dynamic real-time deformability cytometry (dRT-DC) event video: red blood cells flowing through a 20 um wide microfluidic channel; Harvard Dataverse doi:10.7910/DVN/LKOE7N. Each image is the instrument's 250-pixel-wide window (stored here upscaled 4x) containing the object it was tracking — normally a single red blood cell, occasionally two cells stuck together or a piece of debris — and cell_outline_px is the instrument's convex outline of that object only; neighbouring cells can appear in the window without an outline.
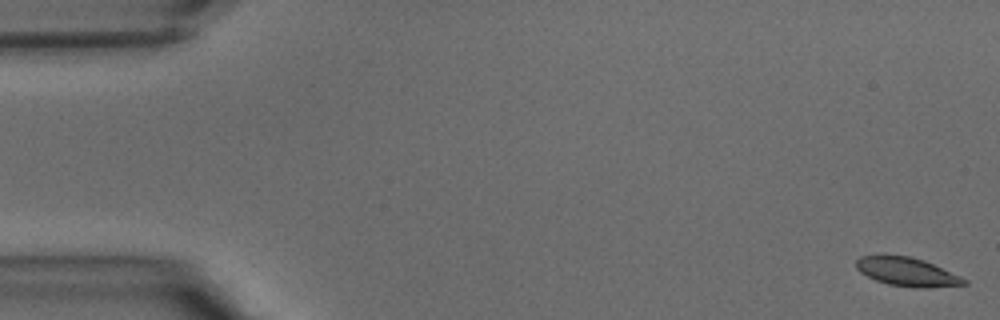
{"species": "common noctule bat (a hibernating species)", "species_latin": "Nyctalus noctula", "temperature_condition": "warm", "stored_images_in_passage": 41, "camera_frame_rate_fps": 3000, "um_per_image_px": 0.085, "animal": {"sex": "male", "body_mass_g": 15.6}, "frame": {"image": 1, "passage_image": 1, "time_ms": 0.0, "image_size_px": [1000, 320], "cell_outline_px": [[968, 284], [924, 288], [912, 288], [888, 284], [876, 280], [860, 272], [856, 268], [856, 260], [860, 256], [884, 252], [908, 256], [924, 260], [960, 276], [968, 280]], "centroid_in_image_um": [77.04, 23.07], "position_along_channel_um": 8.0, "area_um2": 18.5}}
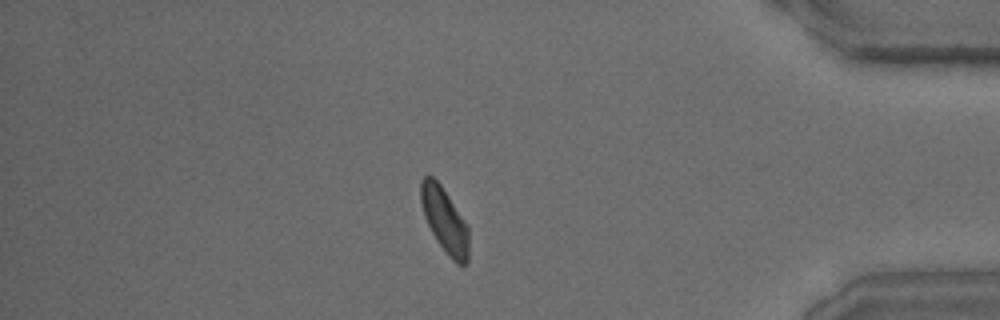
{"frame": {"image": 2, "passage_image": 35, "time_ms": 11.333, "image_size_px": [1000, 320], "cell_outline_px": [[468, 260], [464, 264], [456, 264], [448, 256], [436, 240], [424, 216], [420, 200], [420, 180], [424, 176], [432, 176], [440, 184], [468, 224]], "centroid_in_image_um": [37.79, 18.71], "position_along_channel_um": 397.4, "area_um2": 18.15}}
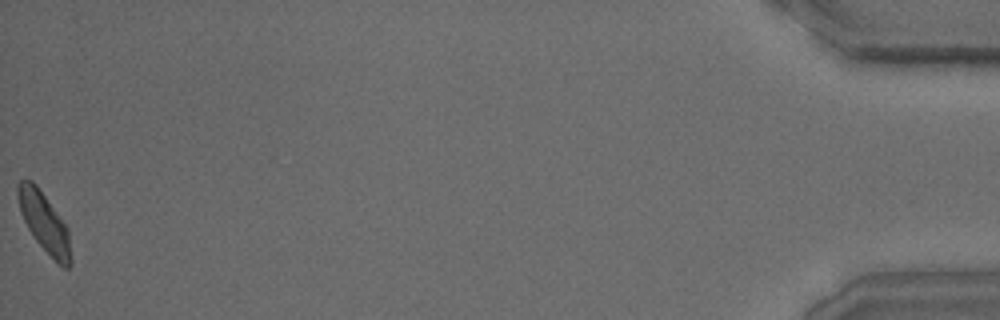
{"frame": {"image": 3, "passage_image": 41, "time_ms": 13.333, "image_size_px": [1000, 320], "cell_outline_px": [[72, 264], [68, 268], [64, 268], [36, 240], [28, 228], [20, 212], [16, 192], [16, 188], [20, 180], [24, 176], [32, 180], [36, 184], [68, 228], [72, 260]], "centroid_in_image_um": [3.75, 18.85], "position_along_channel_um": 431.5, "area_um2": 18.21}}